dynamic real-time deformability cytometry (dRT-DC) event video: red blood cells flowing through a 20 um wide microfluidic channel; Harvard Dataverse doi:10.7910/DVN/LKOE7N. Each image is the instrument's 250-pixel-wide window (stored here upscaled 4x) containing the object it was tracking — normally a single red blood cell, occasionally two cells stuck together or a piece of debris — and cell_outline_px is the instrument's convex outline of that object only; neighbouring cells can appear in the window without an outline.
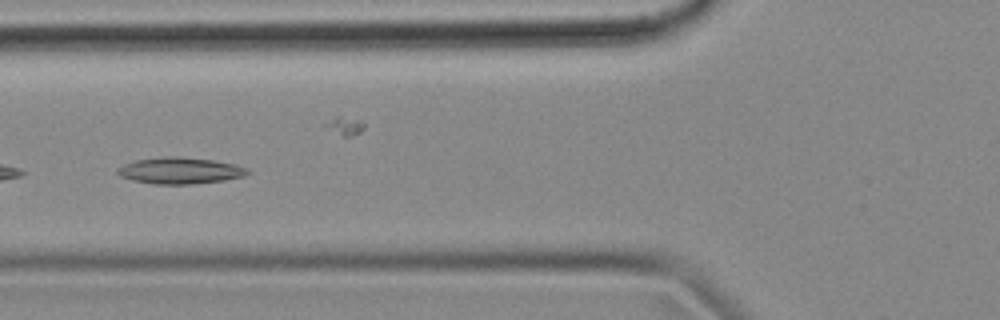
{"species": "common noctule bat (a hibernating species)", "species_latin": "Nyctalus noctula", "temperature_condition": "cold", "stored_images_in_passage": 28, "camera_frame_rate_fps": 3000, "um_per_image_px": 0.085, "animal": {"sex": "female", "body_mass_g": 18.4}, "frame": {"image": 1, "passage_image": 20, "time_ms": 6.333, "image_size_px": [1000, 320], "cell_outline_px": [[252, 172], [244, 176], [224, 180], [192, 184], [152, 184], [132, 180], [120, 176], [116, 172], [116, 168], [124, 164], [136, 160], [164, 156], [176, 156], [216, 160], [236, 164], [248, 168]], "centroid_in_image_um": [15.32, 14.5], "position_along_channel_um": 110.5, "area_um2": 20.29}}